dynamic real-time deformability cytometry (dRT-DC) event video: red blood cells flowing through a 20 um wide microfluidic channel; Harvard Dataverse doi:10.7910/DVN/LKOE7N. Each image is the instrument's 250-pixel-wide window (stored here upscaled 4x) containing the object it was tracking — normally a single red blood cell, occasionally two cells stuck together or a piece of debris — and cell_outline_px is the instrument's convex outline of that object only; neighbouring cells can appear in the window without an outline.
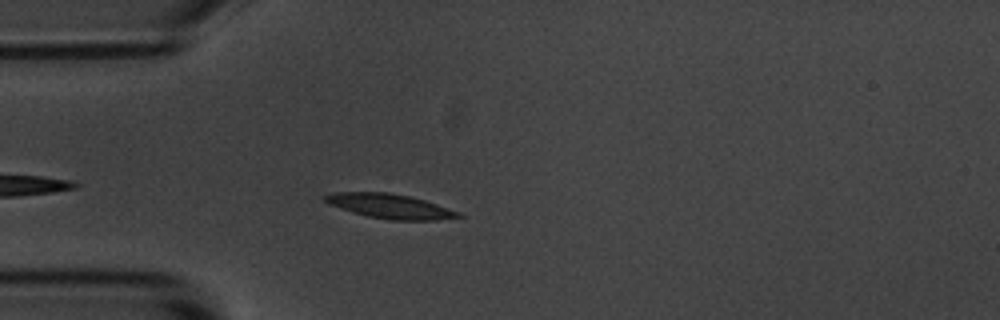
{"species": "common noctule bat (a hibernating species)", "species_latin": "Nyctalus noctula", "temperature_condition": "room temperature", "stored_images_in_passage": 4, "camera_frame_rate_fps": 3000, "um_per_image_px": 0.085, "animal": {"sex": "male", "body_mass_g": 20.1, "forearm_length_mm": 53.5}, "frame": {"image": 1, "passage_image": 4, "time_ms": 3.667, "image_size_px": [1000, 320], "cell_outline_px": [[464, 216], [436, 220], [392, 220], [368, 216], [352, 212], [328, 204], [320, 196], [336, 192], [388, 192], [408, 196], [424, 200], [460, 212]], "centroid_in_image_um": [33.11, 17.52], "position_along_channel_um": 51.9, "area_um2": 18.96}}